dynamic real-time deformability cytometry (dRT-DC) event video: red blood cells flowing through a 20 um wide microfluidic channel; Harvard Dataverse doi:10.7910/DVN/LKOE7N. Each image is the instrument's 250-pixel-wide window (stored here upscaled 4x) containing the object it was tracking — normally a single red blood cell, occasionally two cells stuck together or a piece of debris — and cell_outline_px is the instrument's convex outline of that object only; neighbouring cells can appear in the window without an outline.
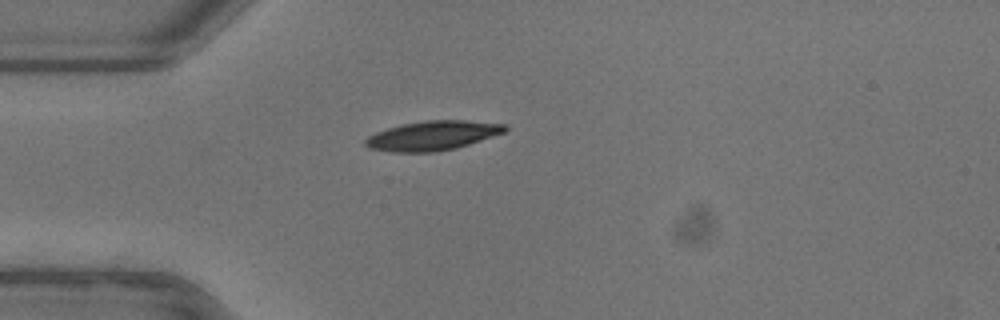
{"species": "common noctule bat (a hibernating species)", "species_latin": "Nyctalus noctula", "temperature_condition": "warm", "stored_images_in_passage": 39, "camera_frame_rate_fps": 3000, "um_per_image_px": 0.085, "animal": {"sex": "female"}, "frame": {"image": 1, "passage_image": 1, "time_ms": 0.0, "image_size_px": [1000, 320], "cell_outline_px": [[508, 132], [456, 148], [436, 152], [392, 152], [368, 148], [364, 144], [364, 140], [368, 136], [376, 132], [388, 128], [404, 124], [428, 120], [464, 120], [508, 124]], "centroid_in_image_um": [36.82, 11.53], "position_along_channel_um": 48.2, "area_um2": 24.1}}
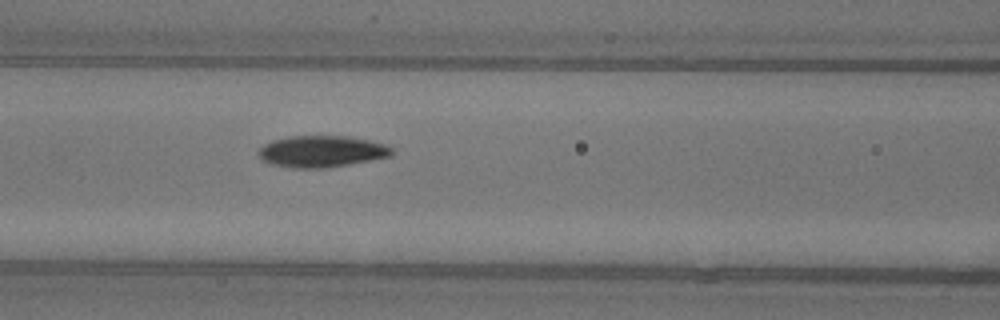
{"frame": {"image": 2, "passage_image": 9, "time_ms": 2.667, "image_size_px": [1000, 320], "cell_outline_px": [[392, 156], [348, 164], [324, 168], [292, 168], [272, 164], [256, 156], [256, 152], [264, 144], [272, 140], [288, 136], [348, 136], [388, 144], [392, 148]], "centroid_in_image_um": [27.32, 12.86], "position_along_channel_um": 139.3, "area_um2": 24.62}}
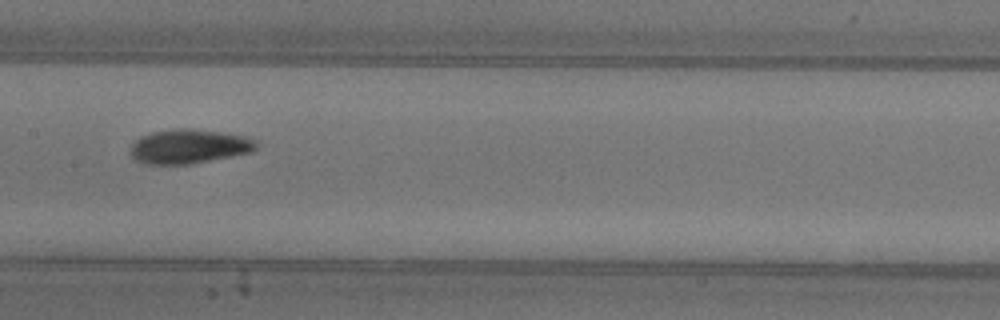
{"frame": {"image": 3, "passage_image": 13, "time_ms": 4.0, "image_size_px": [1000, 320], "cell_outline_px": [[260, 144], [252, 152], [232, 156], [188, 164], [148, 164], [136, 160], [128, 152], [132, 144], [140, 136], [152, 132], [176, 128], [192, 128], [220, 132], [244, 136], [256, 140]], "centroid_in_image_um": [16.06, 12.44], "position_along_channel_um": 191.3, "area_um2": 25.2}, "authors_computed_cell_mechanics": {"area_um2": 24.1026, "velocity_mm_per_s": 3.9026, "shape_relaxation_time_tau1_ms": 3.8064, "shape_relaxation_time_tau2_ms": 2.0161, "deformation_change_tau1": 0.1868, "deformation_change_tau2": 0.0661}}